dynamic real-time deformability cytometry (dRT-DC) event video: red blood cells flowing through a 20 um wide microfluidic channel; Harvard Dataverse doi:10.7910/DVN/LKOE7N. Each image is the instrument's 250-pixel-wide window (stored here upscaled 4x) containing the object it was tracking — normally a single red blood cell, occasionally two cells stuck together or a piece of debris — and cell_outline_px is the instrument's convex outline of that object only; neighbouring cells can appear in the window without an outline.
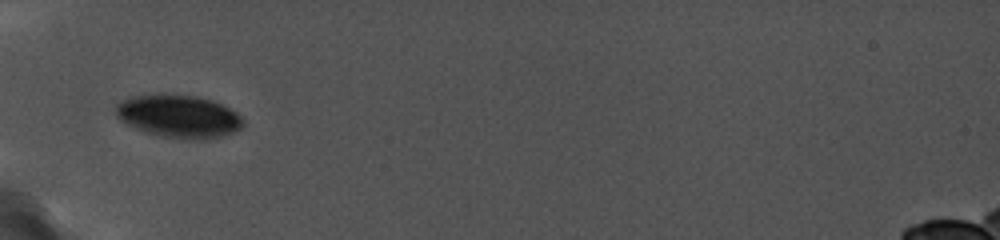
{"species": "common noctule bat (a hibernating species)", "species_latin": "Nyctalus noctula", "temperature_condition": "cold", "stored_images_in_passage": 3, "camera_frame_rate_fps": 5000, "um_per_image_px": 0.085, "animal": {"sex": "female", "body_mass_g": 19.0, "forearm_length_mm": 56.7}, "frame": {"image": 1, "passage_image": 1, "time_ms": 0.0, "image_size_px": [1000, 240], "cell_outline_px": [[244, 128], [224, 136], [204, 140], [200, 140], [160, 136], [144, 132], [124, 124], [116, 116], [116, 104], [120, 100], [132, 96], [192, 96], [212, 100], [236, 112], [244, 120]], "centroid_in_image_um": [15.2, 9.93], "position_along_channel_um": 69.8, "area_um2": 31.56}}
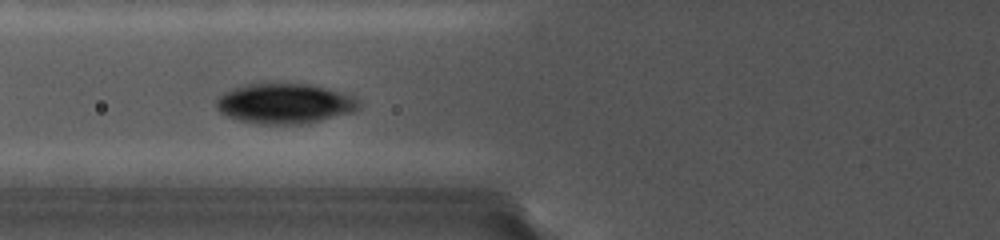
{"frame": {"image": 2, "passage_image": 2, "time_ms": 1.0, "image_size_px": [1000, 240], "cell_outline_px": [[360, 108], [356, 112], [308, 124], [256, 124], [224, 116], [216, 108], [216, 100], [220, 96], [236, 88], [248, 84], [300, 84], [320, 88], [352, 96], [360, 100]], "centroid_in_image_um": [24.22, 8.85], "position_along_channel_um": 101.6, "area_um2": 33.06}}